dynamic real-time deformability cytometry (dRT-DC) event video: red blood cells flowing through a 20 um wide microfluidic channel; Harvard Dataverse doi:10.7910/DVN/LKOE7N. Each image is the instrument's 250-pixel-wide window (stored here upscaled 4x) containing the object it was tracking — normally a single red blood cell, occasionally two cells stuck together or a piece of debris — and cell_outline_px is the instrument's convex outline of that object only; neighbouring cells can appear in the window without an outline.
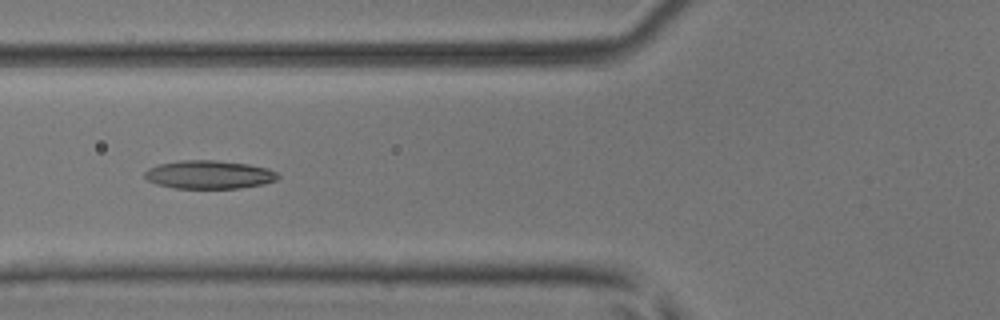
{"species": "common noctule bat (a hibernating species)", "species_latin": "Nyctalus noctula", "temperature_condition": "room temperature", "stored_images_in_passage": 7, "camera_frame_rate_fps": 3000, "um_per_image_px": 0.085, "animal": {"sex": "male", "body_mass_g": 17.9, "forearm_length_mm": 54.2}, "frame": {"image": 1, "passage_image": 6, "time_ms": 1.667, "image_size_px": [1000, 320], "cell_outline_px": [[280, 176], [276, 180], [264, 184], [240, 188], [176, 188], [156, 184], [148, 180], [144, 176], [144, 172], [148, 168], [160, 164], [180, 160], [216, 160], [248, 164], [268, 168], [276, 172]], "centroid_in_image_um": [17.78, 14.84], "position_along_channel_um": 108.0, "area_um2": 22.02}}
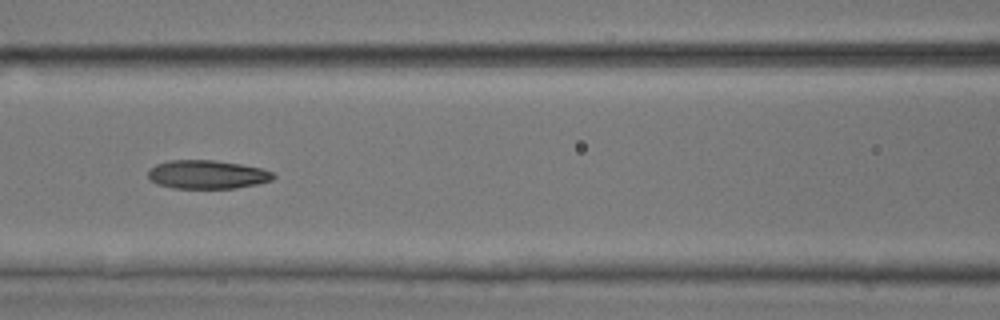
{"frame": {"image": 2, "passage_image": 7, "time_ms": 2.0, "image_size_px": [1000, 320], "cell_outline_px": [[276, 176], [272, 180], [256, 184], [236, 188], [172, 188], [156, 184], [148, 176], [148, 172], [156, 164], [168, 160], [212, 160], [240, 164], [260, 168], [272, 172]], "centroid_in_image_um": [17.6, 14.83], "position_along_channel_um": 149.0, "area_um2": 20.75}}